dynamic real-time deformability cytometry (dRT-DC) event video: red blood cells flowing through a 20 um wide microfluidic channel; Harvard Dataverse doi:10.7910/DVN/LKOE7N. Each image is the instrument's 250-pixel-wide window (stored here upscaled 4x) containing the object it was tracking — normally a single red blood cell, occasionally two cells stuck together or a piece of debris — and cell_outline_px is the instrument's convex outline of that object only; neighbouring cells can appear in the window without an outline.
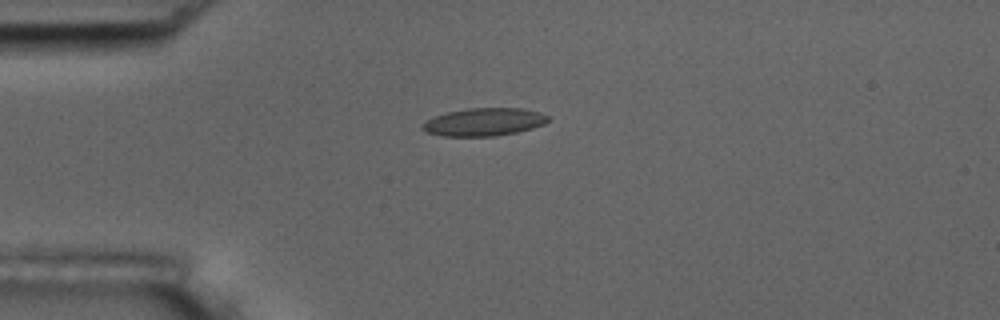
{"species": "common noctule bat (a hibernating species)", "species_latin": "Nyctalus noctula", "temperature_condition": "room temperature", "stored_images_in_passage": 10, "camera_frame_rate_fps": 3000, "um_per_image_px": 0.085, "animal": {"sex": "male", "body_mass_g": 17.5, "forearm_length_mm": 52.3}, "frame": {"image": 1, "passage_image": 4, "time_ms": 4.333, "image_size_px": [1000, 320], "cell_outline_px": [[548, 120], [544, 124], [532, 128], [516, 132], [496, 136], [440, 136], [428, 132], [420, 128], [428, 120], [436, 116], [448, 112], [468, 108], [524, 108], [540, 112], [548, 116]], "centroid_in_image_um": [41.17, 10.37], "position_along_channel_um": 43.8, "area_um2": 20.23}}
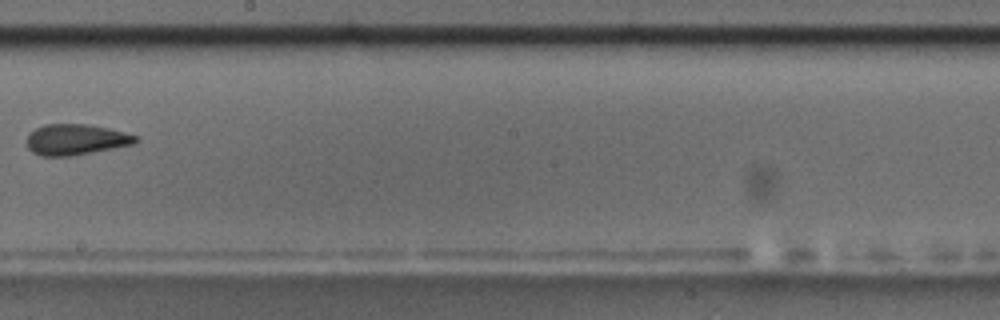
{"frame": {"image": 2, "passage_image": 9, "time_ms": 10.333, "image_size_px": [1000, 320], "cell_outline_px": [[140, 136], [132, 144], [72, 156], [40, 156], [32, 152], [28, 148], [28, 132], [44, 124], [88, 124], [108, 128]], "centroid_in_image_um": [6.41, 11.85], "position_along_channel_um": 241.8, "area_um2": 19.48}}
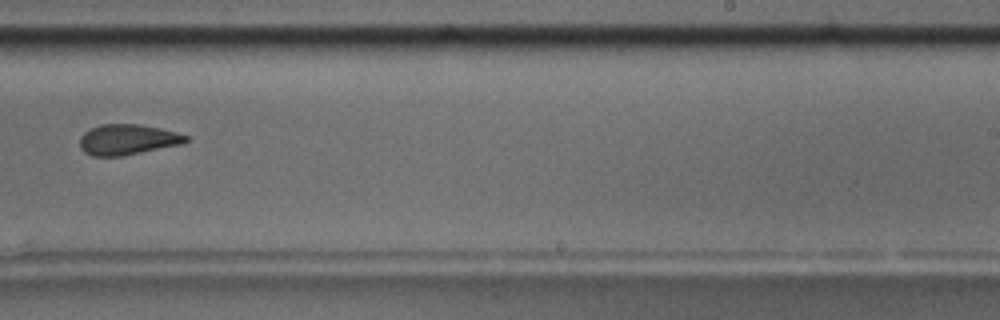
{"frame": {"image": 3, "passage_image": 10, "time_ms": 11.333, "image_size_px": [1000, 320], "cell_outline_px": [[188, 140], [180, 144], [120, 156], [92, 156], [84, 152], [80, 148], [80, 136], [88, 128], [100, 124], [140, 124], [160, 128], [176, 132], [188, 136]], "centroid_in_image_um": [10.78, 11.85], "position_along_channel_um": 278.2, "area_um2": 18.79}}